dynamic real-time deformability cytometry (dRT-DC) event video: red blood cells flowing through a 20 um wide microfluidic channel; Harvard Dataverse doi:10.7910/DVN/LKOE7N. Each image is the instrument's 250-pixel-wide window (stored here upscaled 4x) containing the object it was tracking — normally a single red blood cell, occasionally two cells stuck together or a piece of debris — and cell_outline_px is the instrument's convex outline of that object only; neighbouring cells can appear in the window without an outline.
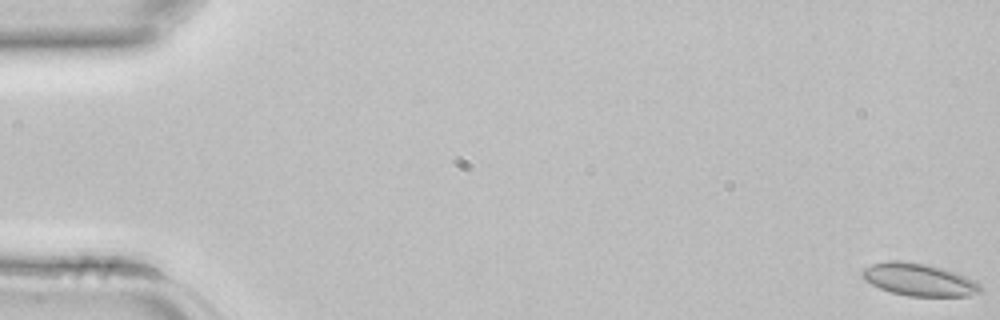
{"species": "common noctule bat (a hibernating species)", "species_latin": "Nyctalus noctula", "temperature_condition": "room temperature", "stored_images_in_passage": 5, "camera_frame_rate_fps": 3000, "um_per_image_px": 0.085, "animal": {"sex": "female", "body_mass_g": 22.7, "forearm_length_mm": 54.2}, "frame": {"image": 1, "passage_image": 1, "time_ms": 0.0, "image_size_px": [1000, 320], "cell_outline_px": [[980, 292], [968, 296], [908, 296], [892, 292], [880, 288], [864, 280], [860, 276], [860, 272], [864, 268], [872, 264], [888, 260], [900, 260], [924, 264], [956, 272], [980, 284]], "centroid_in_image_um": [78.05, 23.77], "position_along_channel_um": 6.9, "area_um2": 22.2}}